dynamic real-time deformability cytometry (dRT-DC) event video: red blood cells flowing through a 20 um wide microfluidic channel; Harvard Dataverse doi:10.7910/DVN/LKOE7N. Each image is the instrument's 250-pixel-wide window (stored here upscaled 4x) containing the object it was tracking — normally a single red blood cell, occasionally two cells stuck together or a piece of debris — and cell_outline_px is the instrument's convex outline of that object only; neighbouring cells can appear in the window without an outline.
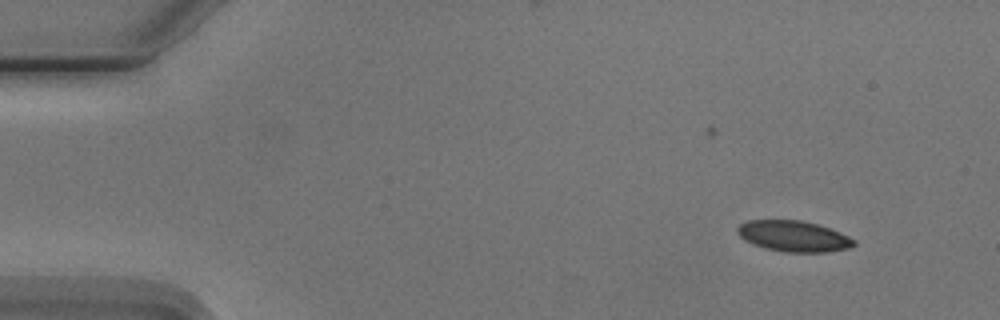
{"species": "Egyptian fruit bat (a non-hibernating species)", "species_latin": "Rousettus aegyptiacus", "temperature_condition": "cold", "stored_images_in_passage": 5, "camera_frame_rate_fps": 3000, "um_per_image_px": 0.085, "animal": {"sex": "male"}, "frame": {"image": 1, "passage_image": 1, "time_ms": 0.0, "image_size_px": [1000, 320], "cell_outline_px": [[856, 244], [848, 248], [824, 252], [784, 252], [764, 248], [752, 244], [744, 240], [736, 232], [736, 228], [740, 224], [748, 220], [800, 220], [816, 224], [840, 232], [856, 240]], "centroid_in_image_um": [67.42, 20.08], "position_along_channel_um": 17.6, "area_um2": 20.98}}
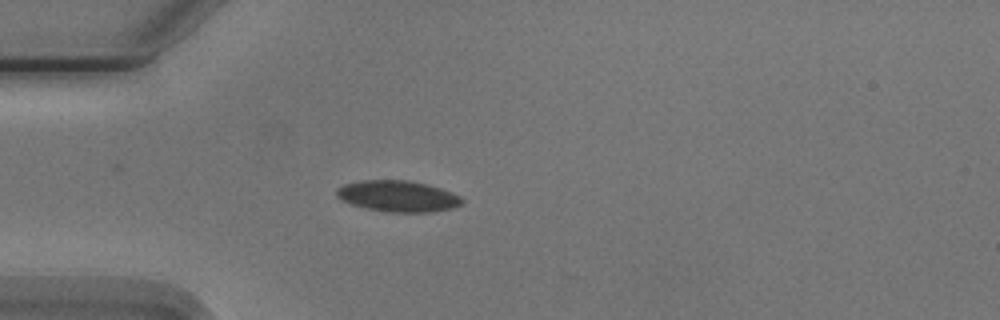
{"frame": {"image": 2, "passage_image": 4, "time_ms": 3.333, "image_size_px": [1000, 320], "cell_outline_px": [[464, 204], [452, 208], [432, 212], [388, 212], [364, 208], [340, 200], [336, 196], [336, 188], [344, 184], [360, 180], [408, 180], [440, 188], [452, 192], [460, 196], [464, 200]], "centroid_in_image_um": [33.81, 16.68], "position_along_channel_um": 51.2, "area_um2": 22.95}}